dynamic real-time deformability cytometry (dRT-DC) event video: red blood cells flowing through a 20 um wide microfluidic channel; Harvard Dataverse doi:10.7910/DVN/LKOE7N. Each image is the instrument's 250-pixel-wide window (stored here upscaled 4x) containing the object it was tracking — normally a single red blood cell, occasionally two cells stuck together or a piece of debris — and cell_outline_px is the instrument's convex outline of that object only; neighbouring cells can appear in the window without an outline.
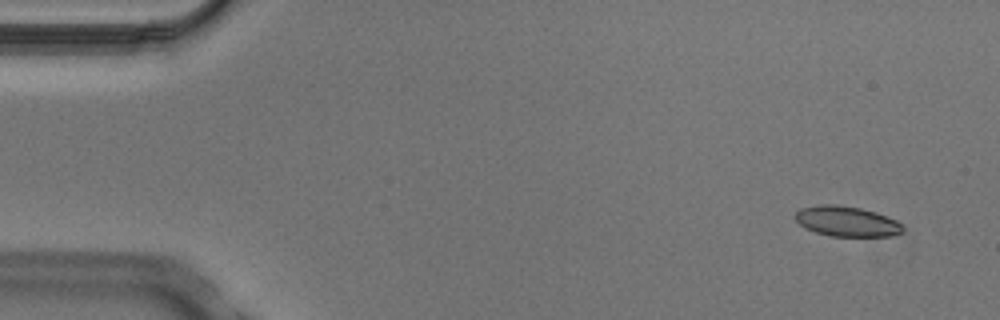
{"species": "Egyptian fruit bat (a non-hibernating species)", "species_latin": "Rousettus aegyptiacus", "temperature_condition": "cold", "stored_images_in_passage": 6, "camera_frame_rate_fps": 3000, "um_per_image_px": 0.085, "animal": {"sex": "male"}, "frame": {"image": 1, "passage_image": 2, "time_ms": 0.333, "image_size_px": [1000, 320], "cell_outline_px": [[904, 232], [892, 236], [832, 236], [816, 232], [804, 228], [796, 220], [796, 212], [800, 208], [820, 204], [836, 204], [860, 208], [876, 212], [896, 220], [904, 228]], "centroid_in_image_um": [71.98, 18.81], "position_along_channel_um": 13.0, "area_um2": 18.96}}
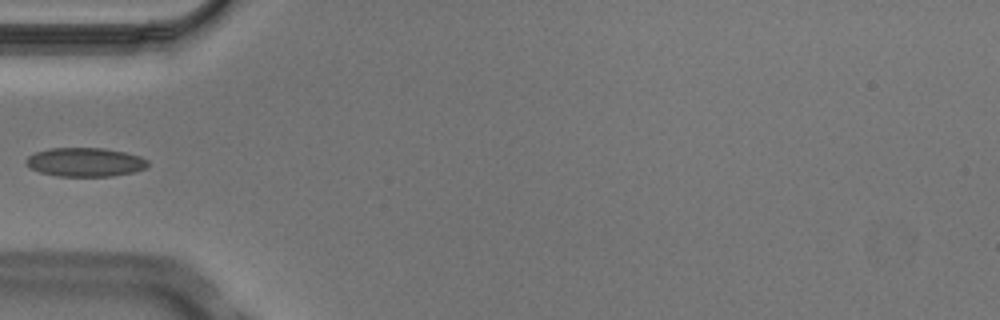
{"frame": {"image": 2, "passage_image": 6, "time_ms": 1.667, "image_size_px": [1000, 320], "cell_outline_px": [[148, 164], [144, 168], [132, 172], [112, 176], [56, 176], [40, 172], [32, 168], [24, 160], [28, 156], [36, 152], [48, 148], [104, 148], [124, 152], [140, 156], [148, 160]], "centroid_in_image_um": [7.23, 13.77], "position_along_channel_um": 77.8, "area_um2": 20.35}}